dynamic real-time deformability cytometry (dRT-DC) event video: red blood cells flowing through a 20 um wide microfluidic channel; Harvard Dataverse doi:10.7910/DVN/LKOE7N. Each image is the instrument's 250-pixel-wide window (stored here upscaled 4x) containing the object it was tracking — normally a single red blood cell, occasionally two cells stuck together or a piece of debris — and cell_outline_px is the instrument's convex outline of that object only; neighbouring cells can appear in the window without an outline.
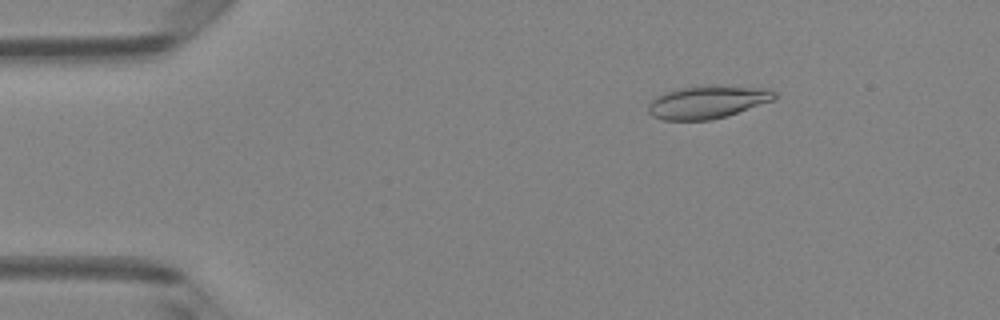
{"species": "Egyptian fruit bat (a non-hibernating species)", "species_latin": "Rousettus aegyptiacus", "temperature_condition": "room temperature", "stored_images_in_passage": 5, "camera_frame_rate_fps": 3000, "um_per_image_px": 0.085, "animal": {"sex": "female"}, "frame": {"image": 1, "passage_image": 3, "time_ms": 0.667, "image_size_px": [1000, 320], "cell_outline_px": [[776, 100], [724, 116], [708, 120], [660, 120], [652, 116], [648, 112], [648, 104], [656, 96], [664, 92], [676, 88], [704, 84], [768, 88], [776, 92]], "centroid_in_image_um": [60.12, 8.65], "position_along_channel_um": 24.9, "area_um2": 24.57}}
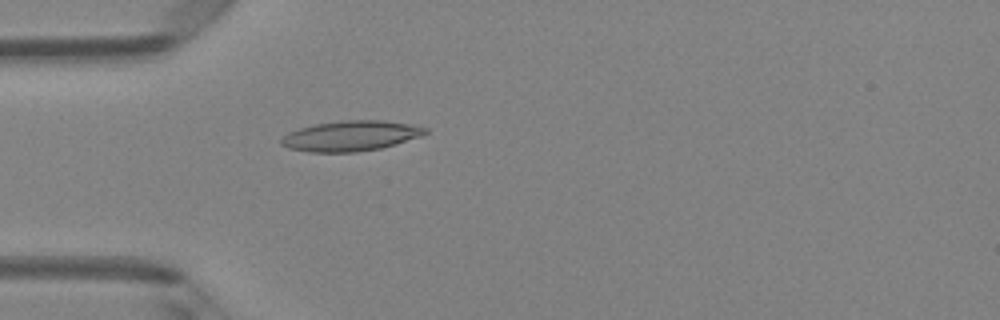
{"frame": {"image": 2, "passage_image": 5, "time_ms": 1.333, "image_size_px": [1000, 320], "cell_outline_px": [[428, 132], [420, 136], [380, 148], [356, 152], [308, 152], [288, 148], [280, 144], [280, 140], [288, 132], [300, 128], [316, 124], [344, 120], [384, 120], [408, 124], [428, 128]], "centroid_in_image_um": [29.78, 11.55], "position_along_channel_um": 55.2, "area_um2": 25.2}}